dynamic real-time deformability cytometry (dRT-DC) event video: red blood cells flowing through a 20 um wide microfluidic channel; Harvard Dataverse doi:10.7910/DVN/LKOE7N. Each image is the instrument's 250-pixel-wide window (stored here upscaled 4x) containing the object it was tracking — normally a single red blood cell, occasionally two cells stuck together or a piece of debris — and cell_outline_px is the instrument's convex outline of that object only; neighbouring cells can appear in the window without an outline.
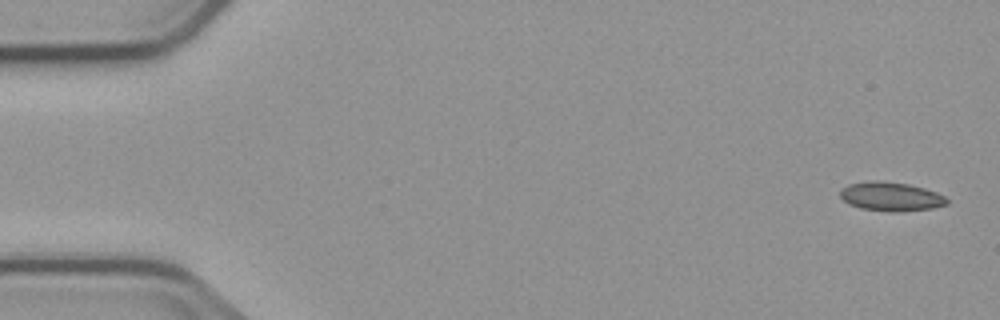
{"species": "common noctule bat (a hibernating species)", "species_latin": "Nyctalus noctula", "temperature_condition": "cold", "stored_images_in_passage": 4, "camera_frame_rate_fps": 3000, "um_per_image_px": 0.085, "animal": {"sex": "male", "body_mass_g": 23.1, "forearm_length_mm": 52.7}, "frame": {"image": 1, "passage_image": 1, "time_ms": 0.0, "image_size_px": [1000, 320], "cell_outline_px": [[948, 204], [932, 208], [900, 212], [888, 212], [860, 208], [848, 204], [840, 196], [840, 192], [848, 184], [876, 180], [908, 184], [924, 188], [936, 192], [944, 196], [948, 200]], "centroid_in_image_um": [75.73, 16.72], "position_along_channel_um": 9.3, "area_um2": 17.98}}
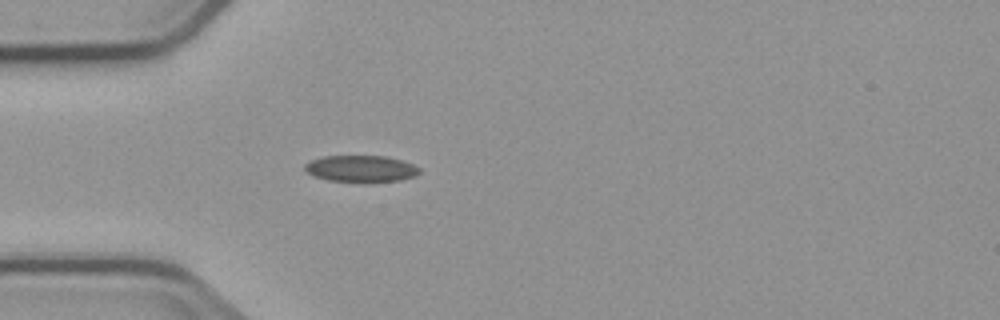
{"frame": {"image": 2, "passage_image": 4, "time_ms": 4.667, "image_size_px": [1000, 320], "cell_outline_px": [[420, 172], [416, 176], [400, 180], [364, 184], [328, 180], [312, 176], [304, 168], [304, 164], [312, 160], [324, 156], [384, 156], [400, 160], [412, 164], [420, 168]], "centroid_in_image_um": [30.68, 14.37], "position_along_channel_um": 54.3, "area_um2": 18.21}}